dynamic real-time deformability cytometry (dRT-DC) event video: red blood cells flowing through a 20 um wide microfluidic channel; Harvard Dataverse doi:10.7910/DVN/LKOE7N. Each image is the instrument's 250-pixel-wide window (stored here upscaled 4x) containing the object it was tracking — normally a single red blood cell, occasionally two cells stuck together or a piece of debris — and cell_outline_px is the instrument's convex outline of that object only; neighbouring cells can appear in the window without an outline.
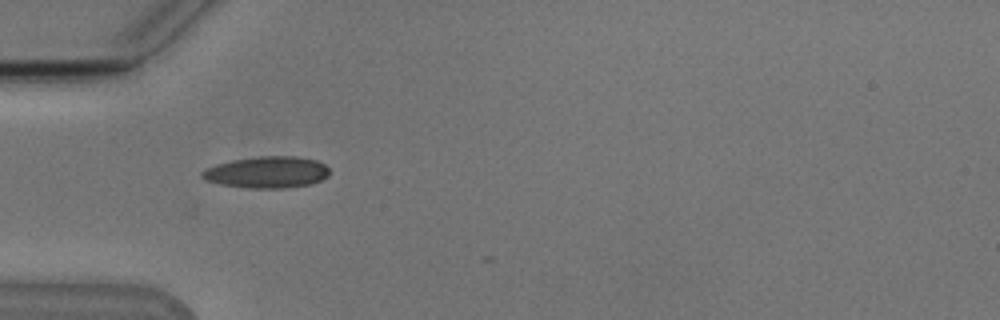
{"species": "Egyptian fruit bat (a non-hibernating species)", "species_latin": "Rousettus aegyptiacus", "temperature_condition": "cold", "stored_images_in_passage": 2, "camera_frame_rate_fps": 3000, "um_per_image_px": 0.085, "animal": {"sex": "male"}, "frame": {"image": 1, "passage_image": 1, "time_ms": 0.0, "image_size_px": [1000, 320], "cell_outline_px": [[328, 176], [312, 184], [284, 188], [248, 188], [220, 184], [208, 180], [200, 176], [200, 172], [216, 164], [232, 160], [260, 156], [296, 156], [316, 160], [324, 164], [328, 168]], "centroid_in_image_um": [22.7, 14.64], "position_along_channel_um": 62.3, "area_um2": 23.35}}